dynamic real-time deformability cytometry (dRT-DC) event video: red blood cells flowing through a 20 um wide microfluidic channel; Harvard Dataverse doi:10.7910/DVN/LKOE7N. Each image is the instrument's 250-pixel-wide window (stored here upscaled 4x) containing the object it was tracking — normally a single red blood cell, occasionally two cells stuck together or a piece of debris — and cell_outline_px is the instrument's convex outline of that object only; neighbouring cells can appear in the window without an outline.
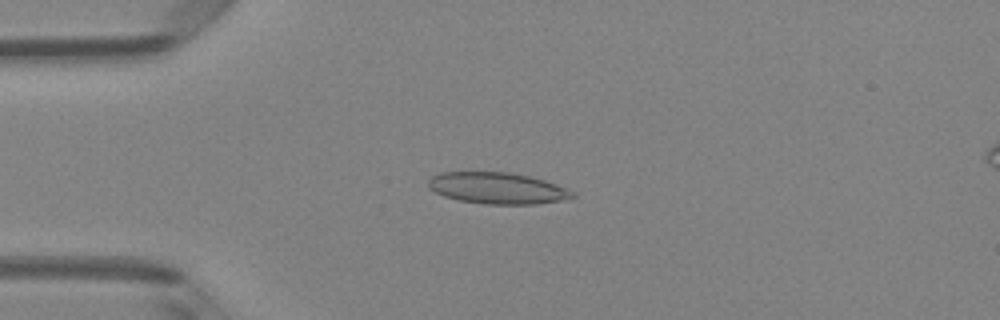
{"species": "Egyptian fruit bat (a non-hibernating species)", "species_latin": "Rousettus aegyptiacus", "temperature_condition": "room temperature", "stored_images_in_passage": 40, "camera_frame_rate_fps": 3000, "um_per_image_px": 0.085, "animal": {"sex": "female"}, "frame": {"image": 1, "passage_image": 3, "time_ms": 0.667, "image_size_px": [1000, 320], "cell_outline_px": [[576, 196], [572, 200], [536, 204], [484, 204], [460, 200], [444, 196], [428, 188], [428, 180], [432, 176], [440, 172], [508, 172], [528, 176], [544, 180], [556, 184], [572, 192]], "centroid_in_image_um": [42.3, 16.0], "position_along_channel_um": 42.7, "area_um2": 26.47}}
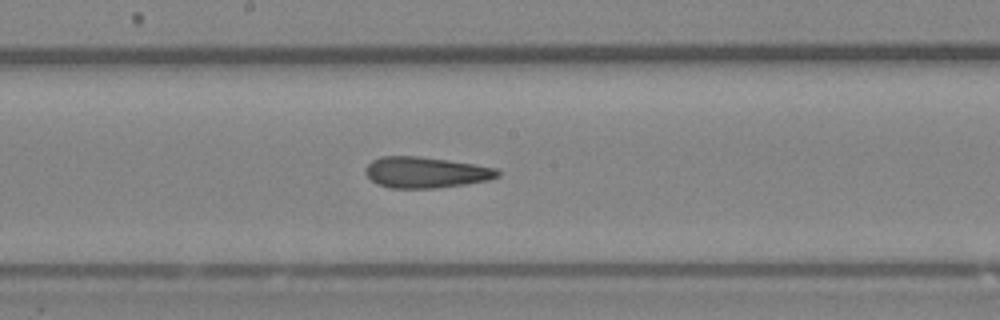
{"frame": {"image": 2, "passage_image": 17, "time_ms": 5.333, "image_size_px": [1000, 320], "cell_outline_px": [[500, 176], [488, 180], [464, 184], [436, 188], [388, 188], [376, 184], [364, 172], [364, 168], [372, 160], [380, 156], [420, 156], [476, 164], [496, 168], [500, 172]], "centroid_in_image_um": [36.17, 14.65], "position_along_channel_um": 212.0, "area_um2": 24.04}}
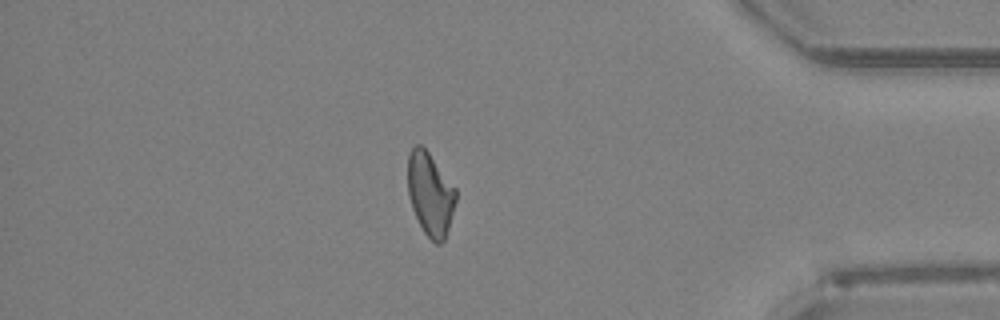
{"frame": {"image": 3, "passage_image": 33, "time_ms": 10.667, "image_size_px": [1000, 320], "cell_outline_px": [[456, 200], [448, 228], [444, 240], [440, 244], [436, 244], [424, 232], [412, 208], [408, 196], [408, 156], [412, 148], [416, 144], [420, 144], [428, 152], [456, 188]], "centroid_in_image_um": [36.56, 16.48], "position_along_channel_um": 398.6, "area_um2": 23.0}, "authors_computed_cell_mechanics": {"area_um2": 24.0448, "velocity_mm_per_s": 4.1292, "shape_relaxation_time_tau1_ms": null, "shape_relaxation_time_tau2_ms": 3.0645, "deformation_change_tau1": null, "deformation_change_tau2": 0.1247}}